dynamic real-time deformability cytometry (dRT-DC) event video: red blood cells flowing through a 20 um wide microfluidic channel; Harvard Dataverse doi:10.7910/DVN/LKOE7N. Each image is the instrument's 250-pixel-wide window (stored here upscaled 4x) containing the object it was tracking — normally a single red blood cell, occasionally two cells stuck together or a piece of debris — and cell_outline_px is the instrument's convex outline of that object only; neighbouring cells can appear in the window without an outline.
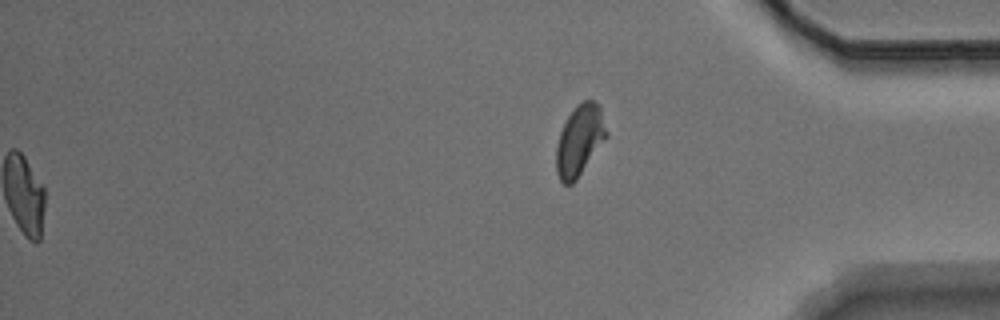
{"species": "Egyptian fruit bat (a non-hibernating species)", "species_latin": "Rousettus aegyptiacus", "temperature_condition": "warm", "stored_images_in_passage": 54, "segment_of_instrument_passage": [2, 2], "camera_frame_rate_fps": 3000, "um_per_image_px": 0.085, "animal": {"sex": "male"}, "frame": {"image": 1, "passage_image": 54, "time_ms": 17.667, "image_size_px": [1000, 320], "cell_outline_px": [[608, 136], [576, 180], [572, 184], [564, 184], [560, 180], [556, 172], [556, 144], [560, 132], [568, 116], [576, 104], [584, 100], [592, 100], [600, 104], [608, 132]], "centroid_in_image_um": [49.28, 11.91], "position_along_channel_um": 385.9, "area_um2": 20.87}}